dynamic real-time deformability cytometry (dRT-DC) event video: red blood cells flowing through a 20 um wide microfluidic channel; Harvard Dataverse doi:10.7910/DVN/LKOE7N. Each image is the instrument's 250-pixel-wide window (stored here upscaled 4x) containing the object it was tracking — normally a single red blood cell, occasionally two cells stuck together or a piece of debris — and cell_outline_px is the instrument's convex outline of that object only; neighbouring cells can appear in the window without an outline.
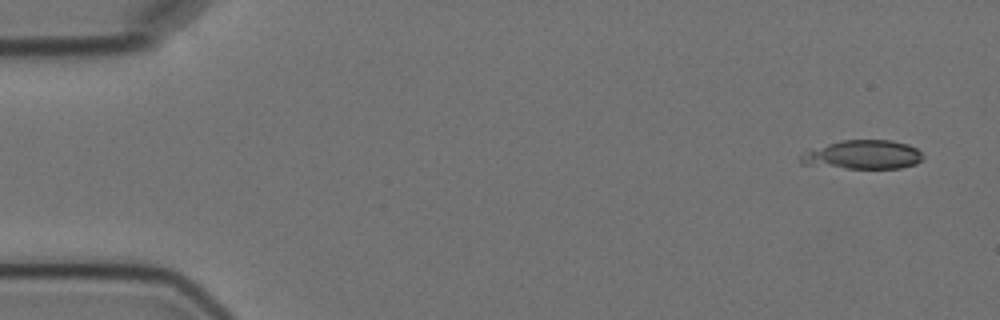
{"species": "Egyptian fruit bat (a non-hibernating species)", "species_latin": "Rousettus aegyptiacus", "temperature_condition": "cold", "stored_images_in_passage": 14, "camera_frame_rate_fps": 3000, "um_per_image_px": 0.085, "animal": {"sex": "female"}, "frame": {"image": 1, "passage_image": 1, "time_ms": 0.0, "image_size_px": [1000, 320], "cell_outline_px": [[924, 160], [916, 164], [900, 168], [848, 168], [800, 164], [800, 156], [804, 152], [840, 140], [892, 140], [908, 144], [916, 148], [924, 156]], "centroid_in_image_um": [73.39, 13.15], "position_along_channel_um": 11.6, "area_um2": 20.58}}
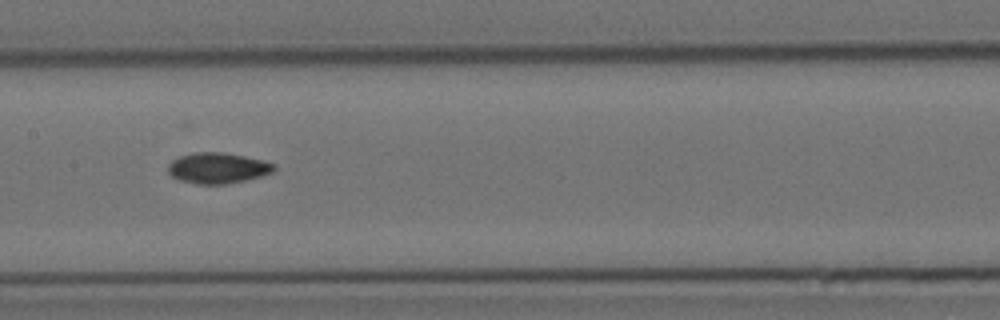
{"frame": {"image": 2, "passage_image": 7, "time_ms": 8.333, "image_size_px": [1000, 320], "cell_outline_px": [[276, 168], [272, 172], [260, 176], [244, 180], [224, 184], [196, 184], [176, 180], [168, 172], [168, 164], [172, 160], [180, 156], [192, 152], [224, 152], [264, 160], [276, 164]], "centroid_in_image_um": [18.48, 14.28], "position_along_channel_um": 188.9, "area_um2": 19.13}}
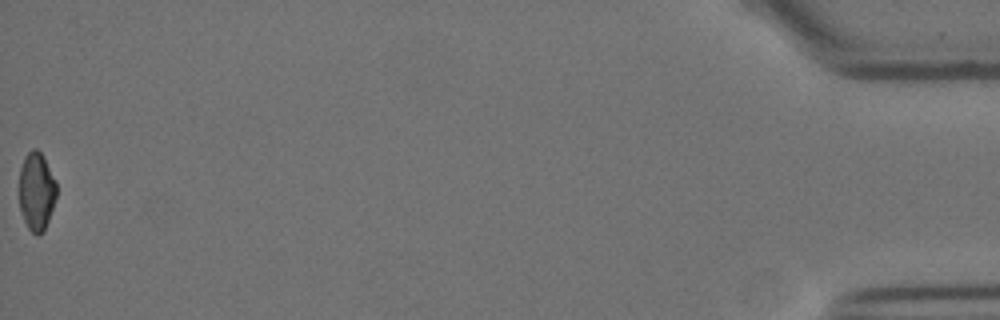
{"frame": {"image": 3, "passage_image": 14, "time_ms": 18.0, "image_size_px": [1000, 320], "cell_outline_px": [[56, 196], [44, 232], [36, 236], [28, 228], [24, 220], [20, 208], [20, 168], [24, 156], [32, 148], [36, 148], [40, 152], [56, 180]], "centroid_in_image_um": [3.1, 16.27], "position_along_channel_um": 432.1, "area_um2": 16.88}, "authors_computed_cell_mechanics": {"area_um2": 18.4093, "velocity_mm_per_s": 3.5621, "shape_relaxation_time_tau1_ms": null, "shape_relaxation_time_tau2_ms": 10.5774, "deformation_change_tau1": null, "deformation_change_tau2": 0.1066}}